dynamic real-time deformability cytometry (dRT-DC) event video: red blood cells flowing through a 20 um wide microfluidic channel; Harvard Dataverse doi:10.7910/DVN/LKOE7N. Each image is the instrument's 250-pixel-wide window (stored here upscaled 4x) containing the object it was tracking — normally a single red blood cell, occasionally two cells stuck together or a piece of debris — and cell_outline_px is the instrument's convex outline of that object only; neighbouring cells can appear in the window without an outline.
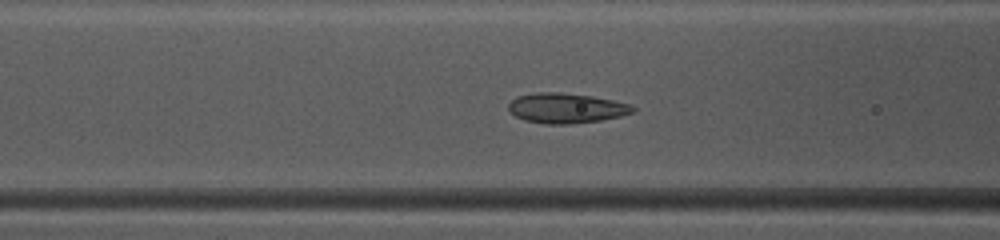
{"species": "common noctule bat (a hibernating species)", "species_latin": "Nyctalus noctula", "temperature_condition": "warm", "stored_images_in_passage": 19, "camera_frame_rate_fps": 3000, "um_per_image_px": 0.085, "animal": {"sex": "female", "body_mass_g": 10.0, "forearm_length_mm": 53.1}, "frame": {"image": 1, "passage_image": 9, "time_ms": 2.667, "image_size_px": [1000, 240], "cell_outline_px": [[636, 108], [632, 112], [620, 116], [600, 120], [568, 124], [544, 124], [524, 120], [516, 116], [508, 108], [508, 104], [516, 96], [536, 92], [556, 92], [592, 96], [632, 104]], "centroid_in_image_um": [48.11, 9.19], "position_along_channel_um": 118.5, "area_um2": 21.68}}
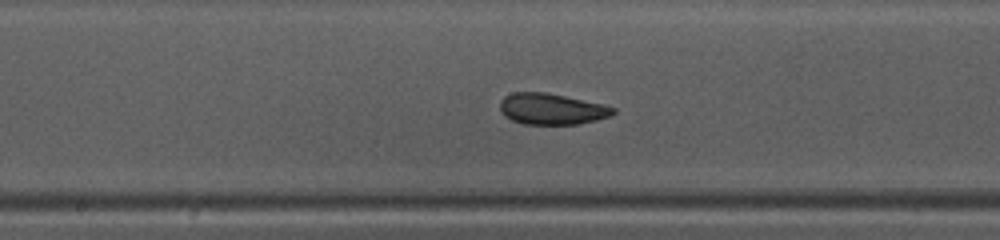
{"frame": {"image": 2, "passage_image": 15, "time_ms": 4.667, "image_size_px": [1000, 240], "cell_outline_px": [[616, 112], [608, 116], [596, 120], [576, 124], [524, 124], [512, 120], [504, 116], [500, 112], [500, 100], [504, 96], [512, 92], [544, 92], [604, 104], [616, 108]], "centroid_in_image_um": [46.86, 9.26], "position_along_channel_um": 201.3, "area_um2": 20.52}}
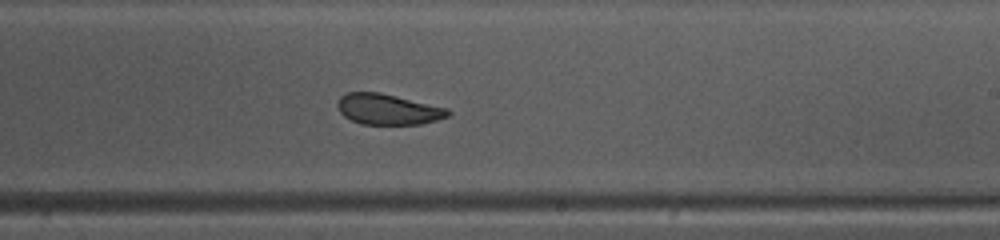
{"frame": {"image": 3, "passage_image": 19, "time_ms": 6.0, "image_size_px": [1000, 240], "cell_outline_px": [[452, 112], [448, 116], [436, 120], [420, 124], [360, 124], [344, 116], [340, 112], [336, 104], [340, 96], [344, 92], [380, 92], [448, 108]], "centroid_in_image_um": [32.96, 9.28], "position_along_channel_um": 256.0, "area_um2": 19.83}}